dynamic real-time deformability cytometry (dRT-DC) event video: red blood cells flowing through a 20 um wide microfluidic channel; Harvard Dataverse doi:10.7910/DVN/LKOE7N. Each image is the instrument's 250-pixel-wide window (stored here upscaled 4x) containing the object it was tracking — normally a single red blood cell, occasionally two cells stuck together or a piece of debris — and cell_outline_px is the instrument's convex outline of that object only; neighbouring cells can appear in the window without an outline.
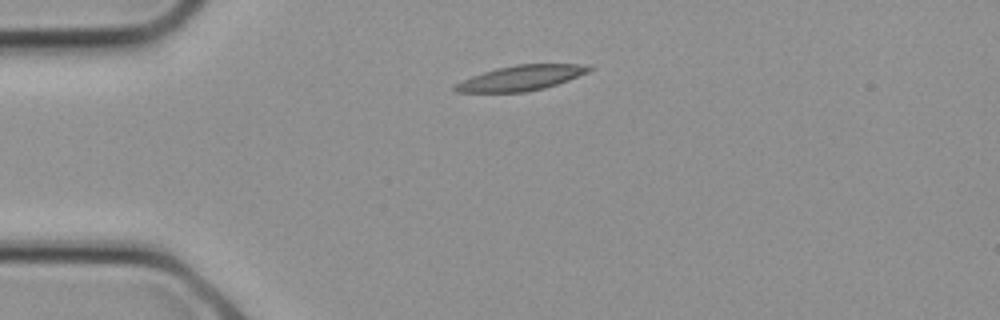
{"species": "common noctule bat (a hibernating species)", "species_latin": "Nyctalus noctula", "temperature_condition": "cold", "stored_images_in_passage": 6, "camera_frame_rate_fps": 3000, "um_per_image_px": 0.085, "animal": {"sex": "female", "body_mass_g": 21.9}, "frame": {"image": 1, "passage_image": 1, "time_ms": 0.0, "image_size_px": [1000, 320], "cell_outline_px": [[596, 68], [588, 72], [568, 80], [544, 88], [524, 92], [452, 92], [452, 88], [456, 84], [472, 76], [496, 68], [516, 64], [588, 64]], "centroid_in_image_um": [44.32, 6.62], "position_along_channel_um": 40.7, "area_um2": 19.59}}
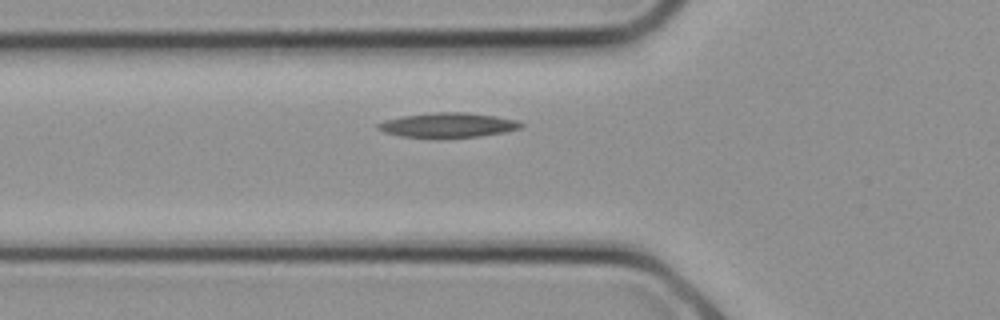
{"frame": {"image": 2, "passage_image": 4, "time_ms": 1.0, "image_size_px": [1000, 320], "cell_outline_px": [[524, 124], [520, 128], [504, 132], [480, 136], [400, 136], [384, 132], [376, 128], [376, 124], [384, 120], [400, 116], [432, 112], [464, 112], [496, 116], [516, 120]], "centroid_in_image_um": [38.04, 10.6], "position_along_channel_um": 87.8, "area_um2": 20.11}}
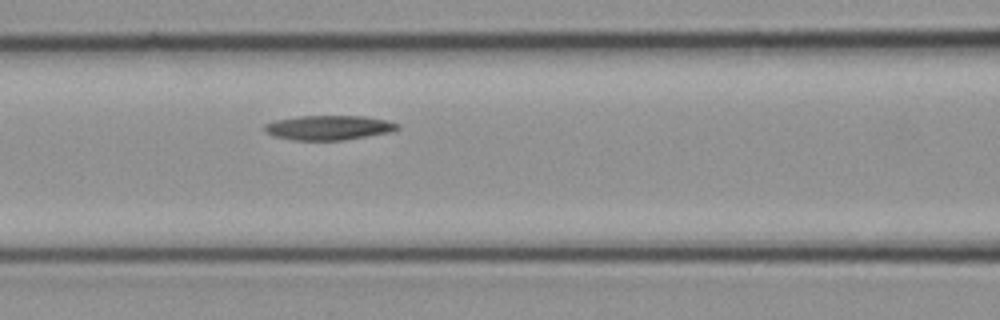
{"frame": {"image": 3, "passage_image": 6, "time_ms": 1.667, "image_size_px": [1000, 320], "cell_outline_px": [[400, 128], [392, 132], [344, 140], [292, 140], [272, 136], [264, 132], [264, 124], [276, 120], [296, 116], [364, 116], [388, 120], [400, 124]], "centroid_in_image_um": [27.94, 10.85], "position_along_channel_um": 138.7, "area_um2": 19.31}}